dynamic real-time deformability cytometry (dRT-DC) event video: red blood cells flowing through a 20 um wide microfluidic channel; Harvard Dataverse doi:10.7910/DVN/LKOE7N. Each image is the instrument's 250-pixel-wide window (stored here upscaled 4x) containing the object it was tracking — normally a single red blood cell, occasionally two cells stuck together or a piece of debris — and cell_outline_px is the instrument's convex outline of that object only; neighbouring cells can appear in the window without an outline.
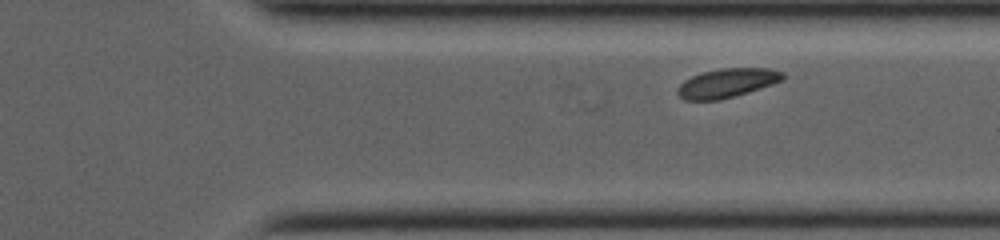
{"species": "common noctule bat (a hibernating species)", "species_latin": "Nyctalus noctula", "temperature_condition": "room temperature", "stored_images_in_passage": 29, "camera_frame_rate_fps": 4000, "um_per_image_px": 0.085, "animal": {"sex": "female", "body_mass_g": 19.0, "forearm_length_mm": 53.3}, "frame": {"image": 1, "passage_image": 29, "time_ms": 8.5, "image_size_px": [1000, 240], "cell_outline_px": [[784, 80], [748, 92], [720, 100], [684, 100], [676, 92], [676, 88], [684, 80], [692, 76], [704, 72], [720, 68], [768, 68], [784, 72]], "centroid_in_image_um": [61.79, 7.05], "position_along_channel_um": 349.6, "area_um2": 17.8}}